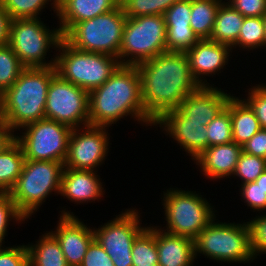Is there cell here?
<instances>
[{
	"mask_svg": "<svg viewBox=\"0 0 266 266\" xmlns=\"http://www.w3.org/2000/svg\"><path fill=\"white\" fill-rule=\"evenodd\" d=\"M136 68L145 112L154 121L164 112L176 109L200 86L191 74L185 52H165Z\"/></svg>",
	"mask_w": 266,
	"mask_h": 266,
	"instance_id": "obj_1",
	"label": "cell"
},
{
	"mask_svg": "<svg viewBox=\"0 0 266 266\" xmlns=\"http://www.w3.org/2000/svg\"><path fill=\"white\" fill-rule=\"evenodd\" d=\"M127 116L143 126H154L145 112L136 66L120 65L103 85L89 92V125L109 128Z\"/></svg>",
	"mask_w": 266,
	"mask_h": 266,
	"instance_id": "obj_2",
	"label": "cell"
},
{
	"mask_svg": "<svg viewBox=\"0 0 266 266\" xmlns=\"http://www.w3.org/2000/svg\"><path fill=\"white\" fill-rule=\"evenodd\" d=\"M55 67L24 68L16 82L0 95V118L15 132L45 119L47 90Z\"/></svg>",
	"mask_w": 266,
	"mask_h": 266,
	"instance_id": "obj_3",
	"label": "cell"
},
{
	"mask_svg": "<svg viewBox=\"0 0 266 266\" xmlns=\"http://www.w3.org/2000/svg\"><path fill=\"white\" fill-rule=\"evenodd\" d=\"M216 217L197 235L194 255L202 254L217 263H252L255 260L246 222H220Z\"/></svg>",
	"mask_w": 266,
	"mask_h": 266,
	"instance_id": "obj_4",
	"label": "cell"
},
{
	"mask_svg": "<svg viewBox=\"0 0 266 266\" xmlns=\"http://www.w3.org/2000/svg\"><path fill=\"white\" fill-rule=\"evenodd\" d=\"M64 163L25 160L16 184L9 192L18 211L32 218L53 192L59 195Z\"/></svg>",
	"mask_w": 266,
	"mask_h": 266,
	"instance_id": "obj_5",
	"label": "cell"
},
{
	"mask_svg": "<svg viewBox=\"0 0 266 266\" xmlns=\"http://www.w3.org/2000/svg\"><path fill=\"white\" fill-rule=\"evenodd\" d=\"M57 51L56 73L88 92L103 85L121 65L117 57L78 50L64 38L59 42Z\"/></svg>",
	"mask_w": 266,
	"mask_h": 266,
	"instance_id": "obj_6",
	"label": "cell"
},
{
	"mask_svg": "<svg viewBox=\"0 0 266 266\" xmlns=\"http://www.w3.org/2000/svg\"><path fill=\"white\" fill-rule=\"evenodd\" d=\"M167 190V191H166ZM161 197L166 227L160 229L173 235L194 239L215 218L216 211L201 193L170 188ZM215 210V211H214Z\"/></svg>",
	"mask_w": 266,
	"mask_h": 266,
	"instance_id": "obj_7",
	"label": "cell"
},
{
	"mask_svg": "<svg viewBox=\"0 0 266 266\" xmlns=\"http://www.w3.org/2000/svg\"><path fill=\"white\" fill-rule=\"evenodd\" d=\"M63 38L59 27L50 30L41 18L14 19L10 25L8 46L25 68L55 67L56 56L46 61L50 48L57 50Z\"/></svg>",
	"mask_w": 266,
	"mask_h": 266,
	"instance_id": "obj_8",
	"label": "cell"
},
{
	"mask_svg": "<svg viewBox=\"0 0 266 266\" xmlns=\"http://www.w3.org/2000/svg\"><path fill=\"white\" fill-rule=\"evenodd\" d=\"M126 19L119 4L107 13L77 23L63 38L78 50L102 53L119 59Z\"/></svg>",
	"mask_w": 266,
	"mask_h": 266,
	"instance_id": "obj_9",
	"label": "cell"
},
{
	"mask_svg": "<svg viewBox=\"0 0 266 266\" xmlns=\"http://www.w3.org/2000/svg\"><path fill=\"white\" fill-rule=\"evenodd\" d=\"M163 15L127 17L119 50L121 65L136 66L167 52Z\"/></svg>",
	"mask_w": 266,
	"mask_h": 266,
	"instance_id": "obj_10",
	"label": "cell"
},
{
	"mask_svg": "<svg viewBox=\"0 0 266 266\" xmlns=\"http://www.w3.org/2000/svg\"><path fill=\"white\" fill-rule=\"evenodd\" d=\"M22 130V135L16 133L15 140L21 145L25 160L65 162L71 127L45 118Z\"/></svg>",
	"mask_w": 266,
	"mask_h": 266,
	"instance_id": "obj_11",
	"label": "cell"
},
{
	"mask_svg": "<svg viewBox=\"0 0 266 266\" xmlns=\"http://www.w3.org/2000/svg\"><path fill=\"white\" fill-rule=\"evenodd\" d=\"M45 118L72 129L89 126V92L56 74L47 90Z\"/></svg>",
	"mask_w": 266,
	"mask_h": 266,
	"instance_id": "obj_12",
	"label": "cell"
},
{
	"mask_svg": "<svg viewBox=\"0 0 266 266\" xmlns=\"http://www.w3.org/2000/svg\"><path fill=\"white\" fill-rule=\"evenodd\" d=\"M140 210H122L112 220L93 227L94 239L110 256L114 266H132V247L137 236L146 228L141 226Z\"/></svg>",
	"mask_w": 266,
	"mask_h": 266,
	"instance_id": "obj_13",
	"label": "cell"
},
{
	"mask_svg": "<svg viewBox=\"0 0 266 266\" xmlns=\"http://www.w3.org/2000/svg\"><path fill=\"white\" fill-rule=\"evenodd\" d=\"M108 127L85 126L71 131L64 168L98 171L109 153Z\"/></svg>",
	"mask_w": 266,
	"mask_h": 266,
	"instance_id": "obj_14",
	"label": "cell"
},
{
	"mask_svg": "<svg viewBox=\"0 0 266 266\" xmlns=\"http://www.w3.org/2000/svg\"><path fill=\"white\" fill-rule=\"evenodd\" d=\"M54 231H49L60 244L68 266H80L90 243L93 228L86 225L73 212L64 208Z\"/></svg>",
	"mask_w": 266,
	"mask_h": 266,
	"instance_id": "obj_15",
	"label": "cell"
},
{
	"mask_svg": "<svg viewBox=\"0 0 266 266\" xmlns=\"http://www.w3.org/2000/svg\"><path fill=\"white\" fill-rule=\"evenodd\" d=\"M169 135L179 144L180 149L188 154L192 160L208 148L206 126L202 123L189 122L177 109L164 112L155 122L154 127Z\"/></svg>",
	"mask_w": 266,
	"mask_h": 266,
	"instance_id": "obj_16",
	"label": "cell"
},
{
	"mask_svg": "<svg viewBox=\"0 0 266 266\" xmlns=\"http://www.w3.org/2000/svg\"><path fill=\"white\" fill-rule=\"evenodd\" d=\"M232 51L233 49L229 45L209 39L199 40L185 52L193 78L199 85H212L204 78L218 75L223 69H226L225 66L229 62Z\"/></svg>",
	"mask_w": 266,
	"mask_h": 266,
	"instance_id": "obj_17",
	"label": "cell"
},
{
	"mask_svg": "<svg viewBox=\"0 0 266 266\" xmlns=\"http://www.w3.org/2000/svg\"><path fill=\"white\" fill-rule=\"evenodd\" d=\"M232 94L213 85H200L176 108L189 122L207 126L223 109Z\"/></svg>",
	"mask_w": 266,
	"mask_h": 266,
	"instance_id": "obj_18",
	"label": "cell"
},
{
	"mask_svg": "<svg viewBox=\"0 0 266 266\" xmlns=\"http://www.w3.org/2000/svg\"><path fill=\"white\" fill-rule=\"evenodd\" d=\"M191 0H178L164 14L167 52H186L199 39L190 26Z\"/></svg>",
	"mask_w": 266,
	"mask_h": 266,
	"instance_id": "obj_19",
	"label": "cell"
},
{
	"mask_svg": "<svg viewBox=\"0 0 266 266\" xmlns=\"http://www.w3.org/2000/svg\"><path fill=\"white\" fill-rule=\"evenodd\" d=\"M97 172L64 168L59 195L78 205L101 200L105 187Z\"/></svg>",
	"mask_w": 266,
	"mask_h": 266,
	"instance_id": "obj_20",
	"label": "cell"
},
{
	"mask_svg": "<svg viewBox=\"0 0 266 266\" xmlns=\"http://www.w3.org/2000/svg\"><path fill=\"white\" fill-rule=\"evenodd\" d=\"M242 151V146L232 141L209 146L193 161L207 179L217 181L232 177Z\"/></svg>",
	"mask_w": 266,
	"mask_h": 266,
	"instance_id": "obj_21",
	"label": "cell"
},
{
	"mask_svg": "<svg viewBox=\"0 0 266 266\" xmlns=\"http://www.w3.org/2000/svg\"><path fill=\"white\" fill-rule=\"evenodd\" d=\"M118 0H57L59 29L64 37L77 23L115 9Z\"/></svg>",
	"mask_w": 266,
	"mask_h": 266,
	"instance_id": "obj_22",
	"label": "cell"
},
{
	"mask_svg": "<svg viewBox=\"0 0 266 266\" xmlns=\"http://www.w3.org/2000/svg\"><path fill=\"white\" fill-rule=\"evenodd\" d=\"M156 246L159 266H193L195 262L192 238L173 235L156 226Z\"/></svg>",
	"mask_w": 266,
	"mask_h": 266,
	"instance_id": "obj_23",
	"label": "cell"
},
{
	"mask_svg": "<svg viewBox=\"0 0 266 266\" xmlns=\"http://www.w3.org/2000/svg\"><path fill=\"white\" fill-rule=\"evenodd\" d=\"M225 108L230 113L233 142L243 146L261 129L259 121L243 98L231 95Z\"/></svg>",
	"mask_w": 266,
	"mask_h": 266,
	"instance_id": "obj_24",
	"label": "cell"
},
{
	"mask_svg": "<svg viewBox=\"0 0 266 266\" xmlns=\"http://www.w3.org/2000/svg\"><path fill=\"white\" fill-rule=\"evenodd\" d=\"M244 18L230 4L222 1L209 40L232 47L238 40Z\"/></svg>",
	"mask_w": 266,
	"mask_h": 266,
	"instance_id": "obj_25",
	"label": "cell"
},
{
	"mask_svg": "<svg viewBox=\"0 0 266 266\" xmlns=\"http://www.w3.org/2000/svg\"><path fill=\"white\" fill-rule=\"evenodd\" d=\"M36 243H28L29 266H68L57 239L46 231Z\"/></svg>",
	"mask_w": 266,
	"mask_h": 266,
	"instance_id": "obj_26",
	"label": "cell"
},
{
	"mask_svg": "<svg viewBox=\"0 0 266 266\" xmlns=\"http://www.w3.org/2000/svg\"><path fill=\"white\" fill-rule=\"evenodd\" d=\"M223 0H191L190 26L199 40L209 39Z\"/></svg>",
	"mask_w": 266,
	"mask_h": 266,
	"instance_id": "obj_27",
	"label": "cell"
},
{
	"mask_svg": "<svg viewBox=\"0 0 266 266\" xmlns=\"http://www.w3.org/2000/svg\"><path fill=\"white\" fill-rule=\"evenodd\" d=\"M25 161L23 149L15 140L0 153V193H9L21 174Z\"/></svg>",
	"mask_w": 266,
	"mask_h": 266,
	"instance_id": "obj_28",
	"label": "cell"
},
{
	"mask_svg": "<svg viewBox=\"0 0 266 266\" xmlns=\"http://www.w3.org/2000/svg\"><path fill=\"white\" fill-rule=\"evenodd\" d=\"M132 266H151L158 264L156 246V226H147L134 240L132 247Z\"/></svg>",
	"mask_w": 266,
	"mask_h": 266,
	"instance_id": "obj_29",
	"label": "cell"
},
{
	"mask_svg": "<svg viewBox=\"0 0 266 266\" xmlns=\"http://www.w3.org/2000/svg\"><path fill=\"white\" fill-rule=\"evenodd\" d=\"M238 47L244 50L265 49V27L263 17H245L237 42L232 49Z\"/></svg>",
	"mask_w": 266,
	"mask_h": 266,
	"instance_id": "obj_30",
	"label": "cell"
},
{
	"mask_svg": "<svg viewBox=\"0 0 266 266\" xmlns=\"http://www.w3.org/2000/svg\"><path fill=\"white\" fill-rule=\"evenodd\" d=\"M1 3L12 20L40 18L42 9L48 7L49 3L51 10L57 14V0H2Z\"/></svg>",
	"mask_w": 266,
	"mask_h": 266,
	"instance_id": "obj_31",
	"label": "cell"
},
{
	"mask_svg": "<svg viewBox=\"0 0 266 266\" xmlns=\"http://www.w3.org/2000/svg\"><path fill=\"white\" fill-rule=\"evenodd\" d=\"M24 68L8 45L0 47V95L16 82Z\"/></svg>",
	"mask_w": 266,
	"mask_h": 266,
	"instance_id": "obj_32",
	"label": "cell"
},
{
	"mask_svg": "<svg viewBox=\"0 0 266 266\" xmlns=\"http://www.w3.org/2000/svg\"><path fill=\"white\" fill-rule=\"evenodd\" d=\"M178 0H122L120 5L126 17L163 15Z\"/></svg>",
	"mask_w": 266,
	"mask_h": 266,
	"instance_id": "obj_33",
	"label": "cell"
},
{
	"mask_svg": "<svg viewBox=\"0 0 266 266\" xmlns=\"http://www.w3.org/2000/svg\"><path fill=\"white\" fill-rule=\"evenodd\" d=\"M206 129L208 147L233 141L230 113L226 108L209 122Z\"/></svg>",
	"mask_w": 266,
	"mask_h": 266,
	"instance_id": "obj_34",
	"label": "cell"
},
{
	"mask_svg": "<svg viewBox=\"0 0 266 266\" xmlns=\"http://www.w3.org/2000/svg\"><path fill=\"white\" fill-rule=\"evenodd\" d=\"M266 170V159L241 152L232 177H238L241 185L255 181Z\"/></svg>",
	"mask_w": 266,
	"mask_h": 266,
	"instance_id": "obj_35",
	"label": "cell"
},
{
	"mask_svg": "<svg viewBox=\"0 0 266 266\" xmlns=\"http://www.w3.org/2000/svg\"><path fill=\"white\" fill-rule=\"evenodd\" d=\"M17 224L27 220L17 209L9 193H0V247L5 244V236L8 235L10 221Z\"/></svg>",
	"mask_w": 266,
	"mask_h": 266,
	"instance_id": "obj_36",
	"label": "cell"
},
{
	"mask_svg": "<svg viewBox=\"0 0 266 266\" xmlns=\"http://www.w3.org/2000/svg\"><path fill=\"white\" fill-rule=\"evenodd\" d=\"M247 220H249L247 224L250 230L251 248L256 259L259 254H266V212Z\"/></svg>",
	"mask_w": 266,
	"mask_h": 266,
	"instance_id": "obj_37",
	"label": "cell"
},
{
	"mask_svg": "<svg viewBox=\"0 0 266 266\" xmlns=\"http://www.w3.org/2000/svg\"><path fill=\"white\" fill-rule=\"evenodd\" d=\"M247 90L249 91L245 92L248 95L245 94L247 98H244V100L253 109L260 127L266 129V84H256Z\"/></svg>",
	"mask_w": 266,
	"mask_h": 266,
	"instance_id": "obj_38",
	"label": "cell"
},
{
	"mask_svg": "<svg viewBox=\"0 0 266 266\" xmlns=\"http://www.w3.org/2000/svg\"><path fill=\"white\" fill-rule=\"evenodd\" d=\"M239 191L241 193L240 196L241 201L244 200V203L250 207L251 210L258 211L259 213L266 211V193L265 191L260 187V185H257L255 181L248 182L245 184L240 185Z\"/></svg>",
	"mask_w": 266,
	"mask_h": 266,
	"instance_id": "obj_39",
	"label": "cell"
},
{
	"mask_svg": "<svg viewBox=\"0 0 266 266\" xmlns=\"http://www.w3.org/2000/svg\"><path fill=\"white\" fill-rule=\"evenodd\" d=\"M12 246L0 247V266H29L27 246Z\"/></svg>",
	"mask_w": 266,
	"mask_h": 266,
	"instance_id": "obj_40",
	"label": "cell"
},
{
	"mask_svg": "<svg viewBox=\"0 0 266 266\" xmlns=\"http://www.w3.org/2000/svg\"><path fill=\"white\" fill-rule=\"evenodd\" d=\"M244 17H263L266 0H225Z\"/></svg>",
	"mask_w": 266,
	"mask_h": 266,
	"instance_id": "obj_41",
	"label": "cell"
},
{
	"mask_svg": "<svg viewBox=\"0 0 266 266\" xmlns=\"http://www.w3.org/2000/svg\"><path fill=\"white\" fill-rule=\"evenodd\" d=\"M80 266H114V264L103 247L94 239Z\"/></svg>",
	"mask_w": 266,
	"mask_h": 266,
	"instance_id": "obj_42",
	"label": "cell"
},
{
	"mask_svg": "<svg viewBox=\"0 0 266 266\" xmlns=\"http://www.w3.org/2000/svg\"><path fill=\"white\" fill-rule=\"evenodd\" d=\"M242 150L253 156L266 159V129L261 128L243 146Z\"/></svg>",
	"mask_w": 266,
	"mask_h": 266,
	"instance_id": "obj_43",
	"label": "cell"
},
{
	"mask_svg": "<svg viewBox=\"0 0 266 266\" xmlns=\"http://www.w3.org/2000/svg\"><path fill=\"white\" fill-rule=\"evenodd\" d=\"M11 17L0 2V47L9 43Z\"/></svg>",
	"mask_w": 266,
	"mask_h": 266,
	"instance_id": "obj_44",
	"label": "cell"
},
{
	"mask_svg": "<svg viewBox=\"0 0 266 266\" xmlns=\"http://www.w3.org/2000/svg\"><path fill=\"white\" fill-rule=\"evenodd\" d=\"M15 132L0 118V153L15 141Z\"/></svg>",
	"mask_w": 266,
	"mask_h": 266,
	"instance_id": "obj_45",
	"label": "cell"
},
{
	"mask_svg": "<svg viewBox=\"0 0 266 266\" xmlns=\"http://www.w3.org/2000/svg\"><path fill=\"white\" fill-rule=\"evenodd\" d=\"M255 183L260 185L266 193V170L255 180Z\"/></svg>",
	"mask_w": 266,
	"mask_h": 266,
	"instance_id": "obj_46",
	"label": "cell"
},
{
	"mask_svg": "<svg viewBox=\"0 0 266 266\" xmlns=\"http://www.w3.org/2000/svg\"><path fill=\"white\" fill-rule=\"evenodd\" d=\"M263 22L265 27V48H266V14L263 16Z\"/></svg>",
	"mask_w": 266,
	"mask_h": 266,
	"instance_id": "obj_47",
	"label": "cell"
}]
</instances>
